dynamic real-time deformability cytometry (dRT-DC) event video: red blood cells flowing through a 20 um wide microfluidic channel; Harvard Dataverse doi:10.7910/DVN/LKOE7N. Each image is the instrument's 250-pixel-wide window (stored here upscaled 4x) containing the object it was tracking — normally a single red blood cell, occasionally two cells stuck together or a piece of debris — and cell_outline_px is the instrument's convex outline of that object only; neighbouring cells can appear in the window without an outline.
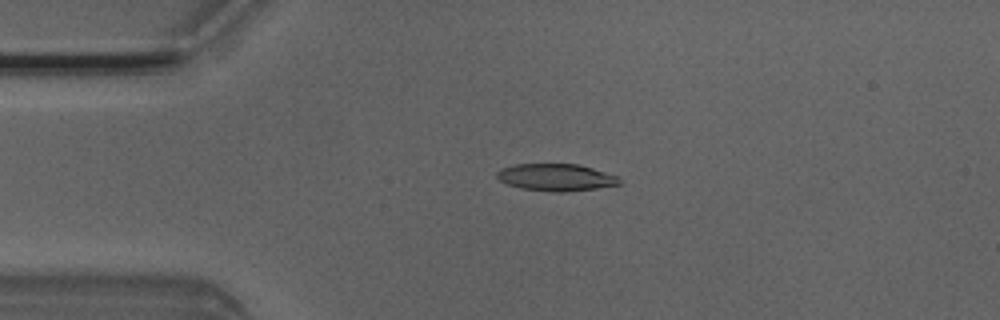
{"species": "Egyptian fruit bat (a non-hibernating species)", "species_latin": "Rousettus aegyptiacus", "temperature_condition": "room temperature", "stored_images_in_passage": 4, "camera_frame_rate_fps": 3000, "um_per_image_px": 0.085, "animal": {"sex": "male"}, "frame": {"image": 1, "passage_image": 3, "time_ms": 0.667, "image_size_px": [1000, 320], "cell_outline_px": [[620, 184], [596, 188], [564, 192], [552, 192], [520, 188], [504, 184], [496, 176], [496, 172], [500, 168], [516, 164], [576, 164], [592, 168], [620, 176]], "centroid_in_image_um": [47.23, 15.08], "position_along_channel_um": 37.8, "area_um2": 19.48}}